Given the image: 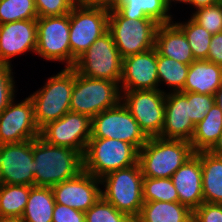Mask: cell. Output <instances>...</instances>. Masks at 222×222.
Masks as SVG:
<instances>
[{
	"mask_svg": "<svg viewBox=\"0 0 222 222\" xmlns=\"http://www.w3.org/2000/svg\"><path fill=\"white\" fill-rule=\"evenodd\" d=\"M34 186L52 187L84 171L83 154L51 145L40 136L33 139Z\"/></svg>",
	"mask_w": 222,
	"mask_h": 222,
	"instance_id": "6da1fadb",
	"label": "cell"
},
{
	"mask_svg": "<svg viewBox=\"0 0 222 222\" xmlns=\"http://www.w3.org/2000/svg\"><path fill=\"white\" fill-rule=\"evenodd\" d=\"M195 154L189 141L151 137L139 150L143 177L171 178Z\"/></svg>",
	"mask_w": 222,
	"mask_h": 222,
	"instance_id": "7a4b0ae2",
	"label": "cell"
},
{
	"mask_svg": "<svg viewBox=\"0 0 222 222\" xmlns=\"http://www.w3.org/2000/svg\"><path fill=\"white\" fill-rule=\"evenodd\" d=\"M143 178L139 163L112 171L100 179L105 187L101 196L118 211L135 220L144 203Z\"/></svg>",
	"mask_w": 222,
	"mask_h": 222,
	"instance_id": "3957f363",
	"label": "cell"
},
{
	"mask_svg": "<svg viewBox=\"0 0 222 222\" xmlns=\"http://www.w3.org/2000/svg\"><path fill=\"white\" fill-rule=\"evenodd\" d=\"M74 87V69L64 68L51 76L43 88L29 96L33 102L34 117L39 129L70 112V100Z\"/></svg>",
	"mask_w": 222,
	"mask_h": 222,
	"instance_id": "277c9868",
	"label": "cell"
},
{
	"mask_svg": "<svg viewBox=\"0 0 222 222\" xmlns=\"http://www.w3.org/2000/svg\"><path fill=\"white\" fill-rule=\"evenodd\" d=\"M139 150L124 141L90 138L83 155L84 171L101 179L106 174L138 163Z\"/></svg>",
	"mask_w": 222,
	"mask_h": 222,
	"instance_id": "5b68a950",
	"label": "cell"
},
{
	"mask_svg": "<svg viewBox=\"0 0 222 222\" xmlns=\"http://www.w3.org/2000/svg\"><path fill=\"white\" fill-rule=\"evenodd\" d=\"M120 101L121 92L116 82L85 77L74 70L71 112L84 114L92 119L102 111L115 107Z\"/></svg>",
	"mask_w": 222,
	"mask_h": 222,
	"instance_id": "8992f818",
	"label": "cell"
},
{
	"mask_svg": "<svg viewBox=\"0 0 222 222\" xmlns=\"http://www.w3.org/2000/svg\"><path fill=\"white\" fill-rule=\"evenodd\" d=\"M158 26L153 19H129L109 10L108 31L123 59L154 48Z\"/></svg>",
	"mask_w": 222,
	"mask_h": 222,
	"instance_id": "52a82bcc",
	"label": "cell"
},
{
	"mask_svg": "<svg viewBox=\"0 0 222 222\" xmlns=\"http://www.w3.org/2000/svg\"><path fill=\"white\" fill-rule=\"evenodd\" d=\"M122 65L123 58L107 31L76 59L73 69L85 77L107 79L119 85Z\"/></svg>",
	"mask_w": 222,
	"mask_h": 222,
	"instance_id": "ba28073f",
	"label": "cell"
},
{
	"mask_svg": "<svg viewBox=\"0 0 222 222\" xmlns=\"http://www.w3.org/2000/svg\"><path fill=\"white\" fill-rule=\"evenodd\" d=\"M109 10L77 3L70 11L71 68L98 38L108 31Z\"/></svg>",
	"mask_w": 222,
	"mask_h": 222,
	"instance_id": "9c48e42d",
	"label": "cell"
},
{
	"mask_svg": "<svg viewBox=\"0 0 222 222\" xmlns=\"http://www.w3.org/2000/svg\"><path fill=\"white\" fill-rule=\"evenodd\" d=\"M90 138L121 140L138 150L149 139L121 101L92 118Z\"/></svg>",
	"mask_w": 222,
	"mask_h": 222,
	"instance_id": "30bf717a",
	"label": "cell"
},
{
	"mask_svg": "<svg viewBox=\"0 0 222 222\" xmlns=\"http://www.w3.org/2000/svg\"><path fill=\"white\" fill-rule=\"evenodd\" d=\"M165 98L166 92L160 89L121 92V102L148 138L159 137L162 132Z\"/></svg>",
	"mask_w": 222,
	"mask_h": 222,
	"instance_id": "8fae6325",
	"label": "cell"
},
{
	"mask_svg": "<svg viewBox=\"0 0 222 222\" xmlns=\"http://www.w3.org/2000/svg\"><path fill=\"white\" fill-rule=\"evenodd\" d=\"M69 33L70 13L63 16L38 17L35 53L49 61H64L65 68H71Z\"/></svg>",
	"mask_w": 222,
	"mask_h": 222,
	"instance_id": "7c38bea8",
	"label": "cell"
},
{
	"mask_svg": "<svg viewBox=\"0 0 222 222\" xmlns=\"http://www.w3.org/2000/svg\"><path fill=\"white\" fill-rule=\"evenodd\" d=\"M92 119L84 114L67 112L40 129V137L51 145L68 147L84 155L91 137Z\"/></svg>",
	"mask_w": 222,
	"mask_h": 222,
	"instance_id": "4fadbf2b",
	"label": "cell"
},
{
	"mask_svg": "<svg viewBox=\"0 0 222 222\" xmlns=\"http://www.w3.org/2000/svg\"><path fill=\"white\" fill-rule=\"evenodd\" d=\"M0 184L34 186L33 139L0 144Z\"/></svg>",
	"mask_w": 222,
	"mask_h": 222,
	"instance_id": "5bb4252c",
	"label": "cell"
},
{
	"mask_svg": "<svg viewBox=\"0 0 222 222\" xmlns=\"http://www.w3.org/2000/svg\"><path fill=\"white\" fill-rule=\"evenodd\" d=\"M40 136L31 99L13 101L0 113V144L22 143Z\"/></svg>",
	"mask_w": 222,
	"mask_h": 222,
	"instance_id": "9a60e30c",
	"label": "cell"
},
{
	"mask_svg": "<svg viewBox=\"0 0 222 222\" xmlns=\"http://www.w3.org/2000/svg\"><path fill=\"white\" fill-rule=\"evenodd\" d=\"M159 86L155 47L123 59L120 92L156 90Z\"/></svg>",
	"mask_w": 222,
	"mask_h": 222,
	"instance_id": "2e32d148",
	"label": "cell"
},
{
	"mask_svg": "<svg viewBox=\"0 0 222 222\" xmlns=\"http://www.w3.org/2000/svg\"><path fill=\"white\" fill-rule=\"evenodd\" d=\"M101 180L86 171L52 186L55 202L86 212L101 197Z\"/></svg>",
	"mask_w": 222,
	"mask_h": 222,
	"instance_id": "e0dca14e",
	"label": "cell"
},
{
	"mask_svg": "<svg viewBox=\"0 0 222 222\" xmlns=\"http://www.w3.org/2000/svg\"><path fill=\"white\" fill-rule=\"evenodd\" d=\"M37 19L0 24V63L11 64V58L27 51L36 52Z\"/></svg>",
	"mask_w": 222,
	"mask_h": 222,
	"instance_id": "ac0fdd59",
	"label": "cell"
},
{
	"mask_svg": "<svg viewBox=\"0 0 222 222\" xmlns=\"http://www.w3.org/2000/svg\"><path fill=\"white\" fill-rule=\"evenodd\" d=\"M187 97L181 92H166L163 129L160 138L191 141L195 125L190 119Z\"/></svg>",
	"mask_w": 222,
	"mask_h": 222,
	"instance_id": "d6986e66",
	"label": "cell"
},
{
	"mask_svg": "<svg viewBox=\"0 0 222 222\" xmlns=\"http://www.w3.org/2000/svg\"><path fill=\"white\" fill-rule=\"evenodd\" d=\"M178 192L179 203L191 211L203 201L201 152L189 158L171 177Z\"/></svg>",
	"mask_w": 222,
	"mask_h": 222,
	"instance_id": "ffe728a7",
	"label": "cell"
},
{
	"mask_svg": "<svg viewBox=\"0 0 222 222\" xmlns=\"http://www.w3.org/2000/svg\"><path fill=\"white\" fill-rule=\"evenodd\" d=\"M155 49L161 56L190 65L195 61L184 32L173 22L159 24L156 31Z\"/></svg>",
	"mask_w": 222,
	"mask_h": 222,
	"instance_id": "44dd1931",
	"label": "cell"
},
{
	"mask_svg": "<svg viewBox=\"0 0 222 222\" xmlns=\"http://www.w3.org/2000/svg\"><path fill=\"white\" fill-rule=\"evenodd\" d=\"M222 84V66L207 60H195L190 64L181 92L215 95Z\"/></svg>",
	"mask_w": 222,
	"mask_h": 222,
	"instance_id": "7402d4cb",
	"label": "cell"
},
{
	"mask_svg": "<svg viewBox=\"0 0 222 222\" xmlns=\"http://www.w3.org/2000/svg\"><path fill=\"white\" fill-rule=\"evenodd\" d=\"M113 9L129 19H153L158 24L173 22L164 0H119Z\"/></svg>",
	"mask_w": 222,
	"mask_h": 222,
	"instance_id": "603a6c76",
	"label": "cell"
},
{
	"mask_svg": "<svg viewBox=\"0 0 222 222\" xmlns=\"http://www.w3.org/2000/svg\"><path fill=\"white\" fill-rule=\"evenodd\" d=\"M193 211L179 202H144L134 222H192Z\"/></svg>",
	"mask_w": 222,
	"mask_h": 222,
	"instance_id": "cb8c5ba5",
	"label": "cell"
},
{
	"mask_svg": "<svg viewBox=\"0 0 222 222\" xmlns=\"http://www.w3.org/2000/svg\"><path fill=\"white\" fill-rule=\"evenodd\" d=\"M203 201L222 204V156L201 151Z\"/></svg>",
	"mask_w": 222,
	"mask_h": 222,
	"instance_id": "d4e9b609",
	"label": "cell"
},
{
	"mask_svg": "<svg viewBox=\"0 0 222 222\" xmlns=\"http://www.w3.org/2000/svg\"><path fill=\"white\" fill-rule=\"evenodd\" d=\"M222 133V110L215 103L202 121L195 125L190 144L195 153L209 151Z\"/></svg>",
	"mask_w": 222,
	"mask_h": 222,
	"instance_id": "484cf974",
	"label": "cell"
},
{
	"mask_svg": "<svg viewBox=\"0 0 222 222\" xmlns=\"http://www.w3.org/2000/svg\"><path fill=\"white\" fill-rule=\"evenodd\" d=\"M55 204L51 187L32 186L21 219L23 222H52Z\"/></svg>",
	"mask_w": 222,
	"mask_h": 222,
	"instance_id": "4316f807",
	"label": "cell"
},
{
	"mask_svg": "<svg viewBox=\"0 0 222 222\" xmlns=\"http://www.w3.org/2000/svg\"><path fill=\"white\" fill-rule=\"evenodd\" d=\"M28 185L0 184V216L21 218L27 205Z\"/></svg>",
	"mask_w": 222,
	"mask_h": 222,
	"instance_id": "83f0119b",
	"label": "cell"
},
{
	"mask_svg": "<svg viewBox=\"0 0 222 222\" xmlns=\"http://www.w3.org/2000/svg\"><path fill=\"white\" fill-rule=\"evenodd\" d=\"M189 68L190 65L180 63L157 53L158 81L160 84L164 81L171 88L172 92L183 90Z\"/></svg>",
	"mask_w": 222,
	"mask_h": 222,
	"instance_id": "f1b7e54d",
	"label": "cell"
},
{
	"mask_svg": "<svg viewBox=\"0 0 222 222\" xmlns=\"http://www.w3.org/2000/svg\"><path fill=\"white\" fill-rule=\"evenodd\" d=\"M175 24L184 32L195 60H207L212 34L192 18Z\"/></svg>",
	"mask_w": 222,
	"mask_h": 222,
	"instance_id": "f546056e",
	"label": "cell"
},
{
	"mask_svg": "<svg viewBox=\"0 0 222 222\" xmlns=\"http://www.w3.org/2000/svg\"><path fill=\"white\" fill-rule=\"evenodd\" d=\"M143 201L179 202L171 178H143Z\"/></svg>",
	"mask_w": 222,
	"mask_h": 222,
	"instance_id": "4dcf8cb0",
	"label": "cell"
},
{
	"mask_svg": "<svg viewBox=\"0 0 222 222\" xmlns=\"http://www.w3.org/2000/svg\"><path fill=\"white\" fill-rule=\"evenodd\" d=\"M38 19L35 0H0V24Z\"/></svg>",
	"mask_w": 222,
	"mask_h": 222,
	"instance_id": "1f68e13d",
	"label": "cell"
},
{
	"mask_svg": "<svg viewBox=\"0 0 222 222\" xmlns=\"http://www.w3.org/2000/svg\"><path fill=\"white\" fill-rule=\"evenodd\" d=\"M85 222H134L127 214L118 211L102 196L85 212Z\"/></svg>",
	"mask_w": 222,
	"mask_h": 222,
	"instance_id": "d6a6232c",
	"label": "cell"
},
{
	"mask_svg": "<svg viewBox=\"0 0 222 222\" xmlns=\"http://www.w3.org/2000/svg\"><path fill=\"white\" fill-rule=\"evenodd\" d=\"M191 18L212 35L222 32V0L196 9Z\"/></svg>",
	"mask_w": 222,
	"mask_h": 222,
	"instance_id": "836d02e7",
	"label": "cell"
},
{
	"mask_svg": "<svg viewBox=\"0 0 222 222\" xmlns=\"http://www.w3.org/2000/svg\"><path fill=\"white\" fill-rule=\"evenodd\" d=\"M188 100L190 119L196 125L203 120L205 115L215 104V96L209 94H198L194 92H182Z\"/></svg>",
	"mask_w": 222,
	"mask_h": 222,
	"instance_id": "e575fe53",
	"label": "cell"
},
{
	"mask_svg": "<svg viewBox=\"0 0 222 222\" xmlns=\"http://www.w3.org/2000/svg\"><path fill=\"white\" fill-rule=\"evenodd\" d=\"M78 0H35L38 17L63 16L69 14Z\"/></svg>",
	"mask_w": 222,
	"mask_h": 222,
	"instance_id": "d590c367",
	"label": "cell"
},
{
	"mask_svg": "<svg viewBox=\"0 0 222 222\" xmlns=\"http://www.w3.org/2000/svg\"><path fill=\"white\" fill-rule=\"evenodd\" d=\"M11 65L0 63V113L15 99Z\"/></svg>",
	"mask_w": 222,
	"mask_h": 222,
	"instance_id": "8d00e7d4",
	"label": "cell"
},
{
	"mask_svg": "<svg viewBox=\"0 0 222 222\" xmlns=\"http://www.w3.org/2000/svg\"><path fill=\"white\" fill-rule=\"evenodd\" d=\"M192 222H222V204L203 202L193 211Z\"/></svg>",
	"mask_w": 222,
	"mask_h": 222,
	"instance_id": "74e56055",
	"label": "cell"
},
{
	"mask_svg": "<svg viewBox=\"0 0 222 222\" xmlns=\"http://www.w3.org/2000/svg\"><path fill=\"white\" fill-rule=\"evenodd\" d=\"M52 222H85V212L56 203Z\"/></svg>",
	"mask_w": 222,
	"mask_h": 222,
	"instance_id": "f35d334b",
	"label": "cell"
},
{
	"mask_svg": "<svg viewBox=\"0 0 222 222\" xmlns=\"http://www.w3.org/2000/svg\"><path fill=\"white\" fill-rule=\"evenodd\" d=\"M207 61L222 66V32L212 35Z\"/></svg>",
	"mask_w": 222,
	"mask_h": 222,
	"instance_id": "ab89813d",
	"label": "cell"
},
{
	"mask_svg": "<svg viewBox=\"0 0 222 222\" xmlns=\"http://www.w3.org/2000/svg\"><path fill=\"white\" fill-rule=\"evenodd\" d=\"M78 2L90 7L111 10L119 3V0H78Z\"/></svg>",
	"mask_w": 222,
	"mask_h": 222,
	"instance_id": "60d3db41",
	"label": "cell"
},
{
	"mask_svg": "<svg viewBox=\"0 0 222 222\" xmlns=\"http://www.w3.org/2000/svg\"><path fill=\"white\" fill-rule=\"evenodd\" d=\"M219 1L221 0H187V4L196 7L195 9H199L202 7H207L209 5L216 4Z\"/></svg>",
	"mask_w": 222,
	"mask_h": 222,
	"instance_id": "b9f144b4",
	"label": "cell"
},
{
	"mask_svg": "<svg viewBox=\"0 0 222 222\" xmlns=\"http://www.w3.org/2000/svg\"><path fill=\"white\" fill-rule=\"evenodd\" d=\"M211 153L222 156V133L214 146L209 150Z\"/></svg>",
	"mask_w": 222,
	"mask_h": 222,
	"instance_id": "7bdbcfd3",
	"label": "cell"
},
{
	"mask_svg": "<svg viewBox=\"0 0 222 222\" xmlns=\"http://www.w3.org/2000/svg\"><path fill=\"white\" fill-rule=\"evenodd\" d=\"M215 103L222 110V84L215 92Z\"/></svg>",
	"mask_w": 222,
	"mask_h": 222,
	"instance_id": "ee69618b",
	"label": "cell"
},
{
	"mask_svg": "<svg viewBox=\"0 0 222 222\" xmlns=\"http://www.w3.org/2000/svg\"><path fill=\"white\" fill-rule=\"evenodd\" d=\"M0 222H23L19 217L0 216Z\"/></svg>",
	"mask_w": 222,
	"mask_h": 222,
	"instance_id": "f6af8a7d",
	"label": "cell"
},
{
	"mask_svg": "<svg viewBox=\"0 0 222 222\" xmlns=\"http://www.w3.org/2000/svg\"><path fill=\"white\" fill-rule=\"evenodd\" d=\"M165 1V3H166V5L170 8V6H172L171 5V2L172 1H176V2H179V3H187V0H164Z\"/></svg>",
	"mask_w": 222,
	"mask_h": 222,
	"instance_id": "bcb514c9",
	"label": "cell"
}]
</instances>
